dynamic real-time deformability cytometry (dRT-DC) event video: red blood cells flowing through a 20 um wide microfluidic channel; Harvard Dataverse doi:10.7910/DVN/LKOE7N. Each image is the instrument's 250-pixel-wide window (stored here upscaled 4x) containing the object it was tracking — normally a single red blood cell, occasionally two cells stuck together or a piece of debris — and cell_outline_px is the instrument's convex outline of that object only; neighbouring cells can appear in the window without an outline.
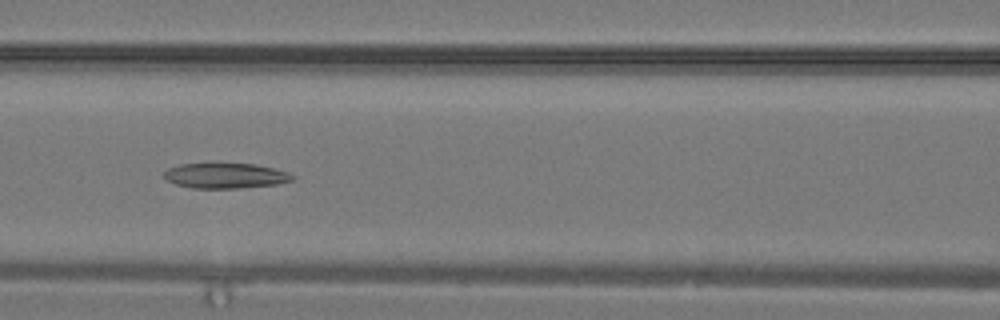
{"species": "common noctule bat (a hibernating species)", "species_latin": "Nyctalus noctula", "temperature_condition": "warm", "stored_images_in_passage": 31, "camera_frame_rate_fps": 3000, "um_per_image_px": 0.085, "animal": {"sex": "male", "body_mass_g": 19.2, "forearm_length_mm": 51.8}, "frame": {"image": 1, "passage_image": 14, "time_ms": 4.333, "image_size_px": [1000, 320], "cell_outline_px": [[296, 176], [292, 180], [276, 184], [240, 188], [192, 188], [176, 184], [164, 180], [164, 172], [168, 168], [180, 164], [256, 164], [288, 172]], "centroid_in_image_um": [19.14, 14.94], "position_along_channel_um": 147.5, "area_um2": 18.79}}
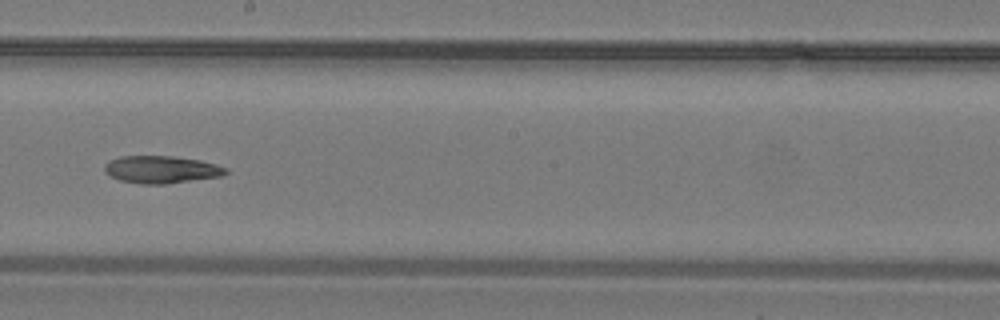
{"frame": {"image": 2, "passage_image": 18, "time_ms": 5.667, "image_size_px": [1000, 320], "cell_outline_px": [[228, 172], [224, 176], [164, 184], [140, 184], [120, 180], [108, 176], [104, 172], [104, 164], [108, 160], [120, 156], [172, 156], [200, 160], [216, 164], [228, 168]], "centroid_in_image_um": [13.69, 14.41], "position_along_channel_um": 234.5, "area_um2": 19.65}}
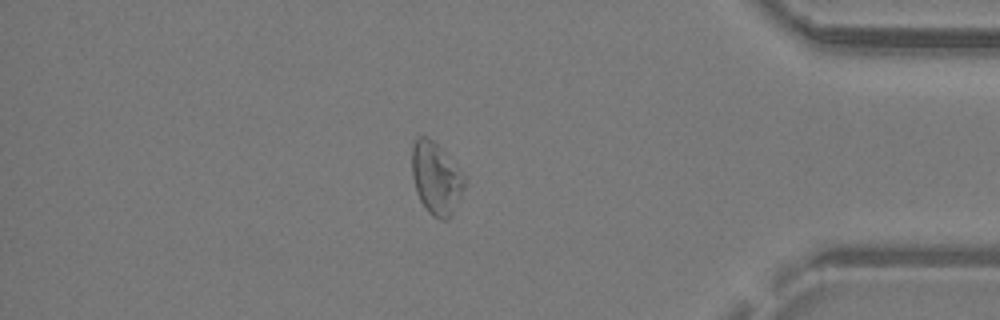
{"frame": {"image": 3, "passage_image": 27, "time_ms": 8.667, "image_size_px": [1000, 320], "cell_outline_px": [[468, 180], [448, 220], [440, 220], [432, 216], [428, 212], [420, 200], [416, 192], [412, 176], [412, 148], [416, 140], [420, 136], [428, 136], [440, 148]], "centroid_in_image_um": [37.06, 15.18], "position_along_channel_um": 398.1, "area_um2": 21.79}}